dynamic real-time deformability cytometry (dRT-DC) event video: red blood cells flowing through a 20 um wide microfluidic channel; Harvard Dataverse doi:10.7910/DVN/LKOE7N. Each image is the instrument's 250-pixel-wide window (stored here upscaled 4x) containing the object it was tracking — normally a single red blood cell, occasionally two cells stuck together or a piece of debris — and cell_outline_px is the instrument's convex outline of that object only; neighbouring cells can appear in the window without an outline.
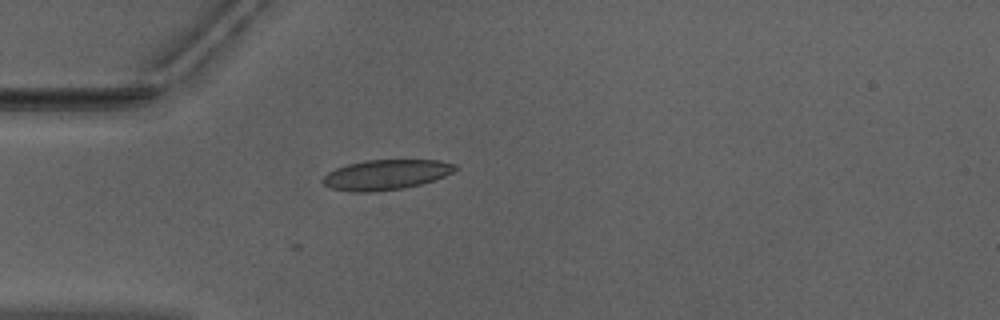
{"species": "Egyptian fruit bat (a non-hibernating species)", "species_latin": "Rousettus aegyptiacus", "temperature_condition": "warm", "stored_images_in_passage": 5, "camera_frame_rate_fps": 3000, "um_per_image_px": 0.085, "animal": {"sex": "male"}, "frame": {"image": 1, "passage_image": 3, "time_ms": 0.667, "image_size_px": [1000, 320], "cell_outline_px": [[456, 168], [452, 172], [444, 176], [420, 184], [404, 188], [372, 192], [352, 192], [332, 188], [324, 184], [320, 180], [328, 172], [336, 168], [348, 164], [364, 160], [440, 160], [456, 164]], "centroid_in_image_um": [32.78, 14.84], "position_along_channel_um": 52.2, "area_um2": 23.12}}